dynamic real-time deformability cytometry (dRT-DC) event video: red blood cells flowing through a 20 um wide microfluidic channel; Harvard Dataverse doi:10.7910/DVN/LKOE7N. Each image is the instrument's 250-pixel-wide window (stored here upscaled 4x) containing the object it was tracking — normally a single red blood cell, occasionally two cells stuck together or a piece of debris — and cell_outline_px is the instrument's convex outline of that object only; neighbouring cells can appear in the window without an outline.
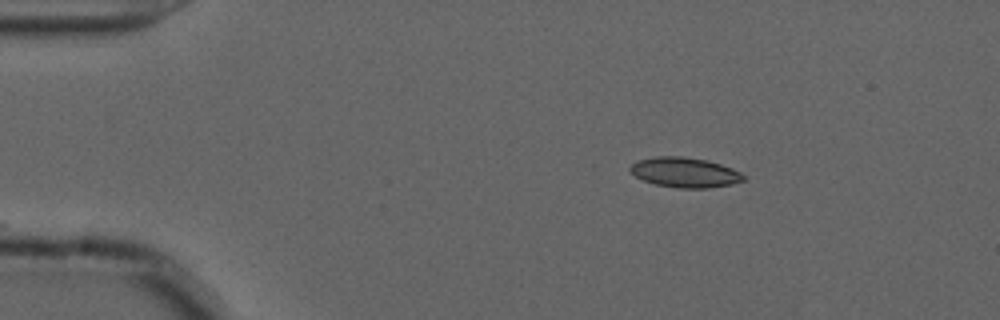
{"species": "common noctule bat (a hibernating species)", "species_latin": "Nyctalus noctula", "temperature_condition": "cold", "stored_images_in_passage": 23, "camera_frame_rate_fps": 3000, "um_per_image_px": 0.085, "animal": {"sex": "male", "forearm_length_mm": 52.5}, "frame": {"image": 1, "passage_image": 1, "time_ms": 0.0, "image_size_px": [1000, 320], "cell_outline_px": [[744, 180], [732, 184], [708, 188], [676, 188], [656, 184], [644, 180], [636, 176], [628, 168], [636, 160], [656, 156], [680, 156], [708, 160], [732, 168], [740, 172], [744, 176]], "centroid_in_image_um": [58.2, 14.65], "position_along_channel_um": 26.8, "area_um2": 19.77}}
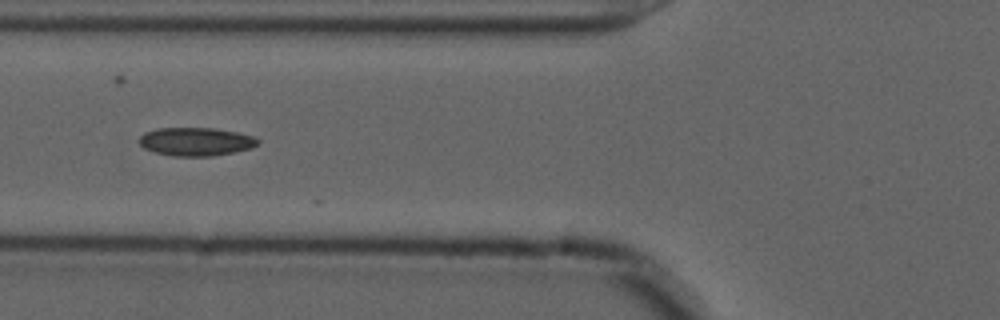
{"frame": {"image": 2, "passage_image": 13, "time_ms": 4.0, "image_size_px": [1000, 320], "cell_outline_px": [[260, 144], [252, 148], [236, 152], [212, 156], [172, 156], [156, 152], [144, 148], [140, 144], [140, 136], [144, 132], [156, 128], [212, 128], [236, 132], [252, 136], [260, 140]], "centroid_in_image_um": [16.67, 12.04], "position_along_channel_um": 109.1, "area_um2": 19.65}}
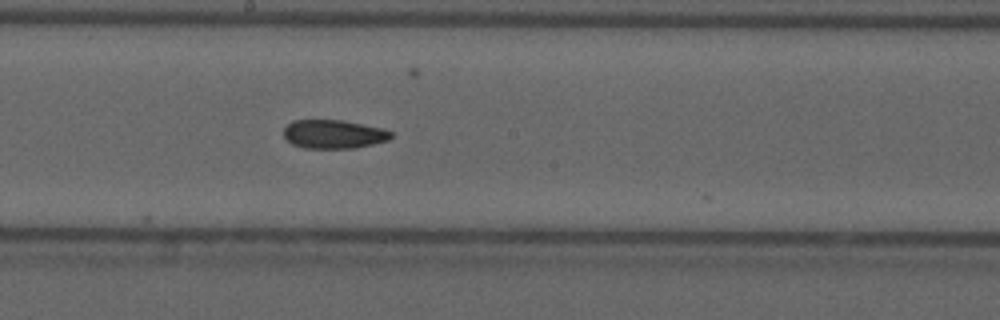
{"frame": {"image": 3, "passage_image": 22, "time_ms": 7.0, "image_size_px": [1000, 320], "cell_outline_px": [[392, 136], [388, 140], [372, 144], [352, 148], [304, 148], [292, 144], [284, 136], [284, 128], [292, 120], [344, 120], [380, 128], [392, 132]], "centroid_in_image_um": [28.33, 11.4], "position_along_channel_um": 219.9, "area_um2": 17.8}}